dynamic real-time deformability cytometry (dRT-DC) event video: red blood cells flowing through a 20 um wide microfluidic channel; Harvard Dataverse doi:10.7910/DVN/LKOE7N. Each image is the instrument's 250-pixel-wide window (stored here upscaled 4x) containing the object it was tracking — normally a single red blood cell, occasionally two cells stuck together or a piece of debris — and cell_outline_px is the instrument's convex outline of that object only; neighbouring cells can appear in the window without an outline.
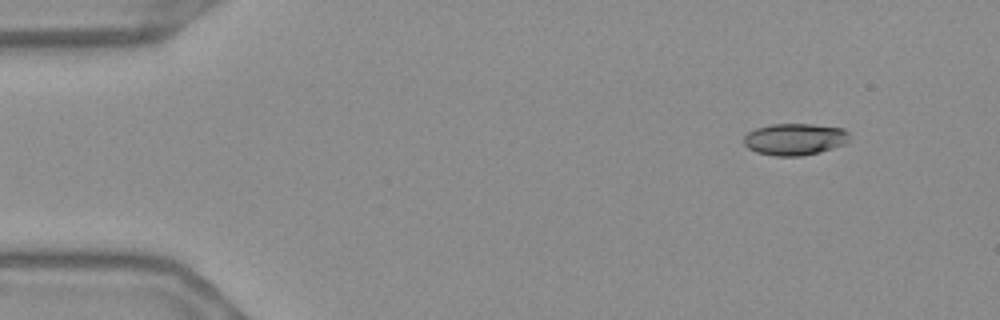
{"species": "Egyptian fruit bat (a non-hibernating species)", "species_latin": "Rousettus aegyptiacus", "temperature_condition": "warm", "stored_images_in_passage": 51, "camera_frame_rate_fps": 3000, "um_per_image_px": 0.085, "frame": {"image": 1, "passage_image": 1, "time_ms": 0.0, "image_size_px": [1000, 320], "cell_outline_px": [[848, 140], [844, 144], [820, 152], [800, 156], [772, 156], [756, 152], [748, 148], [744, 144], [744, 136], [748, 132], [756, 128], [772, 124], [812, 124], [844, 128], [848, 132]], "centroid_in_image_um": [67.54, 11.83], "position_along_channel_um": 17.5, "area_um2": 19.59}}
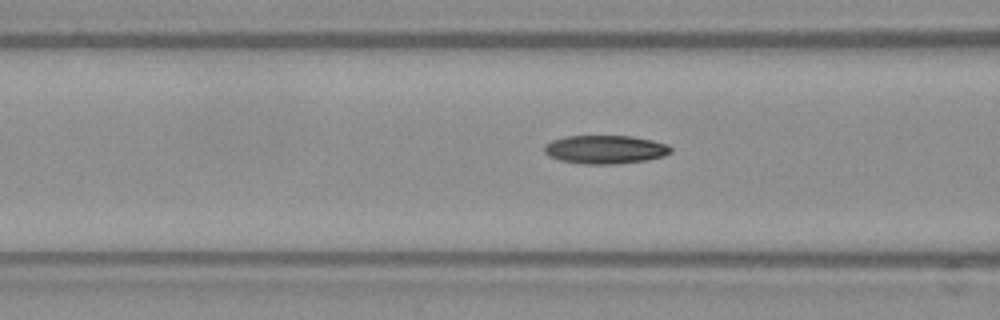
{"frame": {"image": 2, "passage_image": 17, "time_ms": 5.333, "image_size_px": [1000, 320], "cell_outline_px": [[672, 152], [664, 156], [648, 160], [616, 164], [584, 164], [560, 160], [548, 156], [544, 152], [544, 144], [552, 140], [564, 136], [632, 136], [652, 140], [668, 144], [672, 148]], "centroid_in_image_um": [51.45, 12.7], "position_along_channel_um": 115.2, "area_um2": 21.21}}
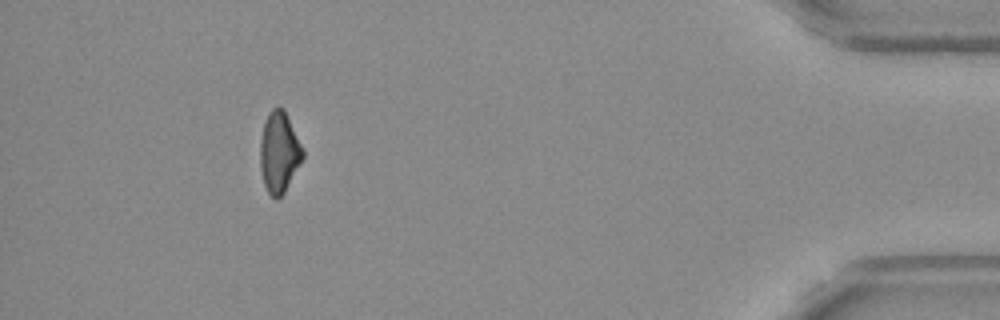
{"frame": {"image": 3, "passage_image": 46, "time_ms": 15.0, "image_size_px": [1000, 320], "cell_outline_px": [[304, 156], [284, 192], [276, 200], [268, 192], [264, 184], [260, 168], [260, 140], [264, 124], [268, 112], [272, 108], [284, 108], [304, 148]], "centroid_in_image_um": [23.73, 12.91], "position_along_channel_um": 411.5, "area_um2": 20.06}, "authors_computed_cell_mechanics": {"area_um2": 20.5768, "velocity_mm_per_s": 3.6887, "shape_relaxation_time_tau1_ms": 4.1743, "shape_relaxation_time_tau2_ms": 7.1826, "deformation_change_tau1": 0.1598, "deformation_change_tau2": 0.1525}}